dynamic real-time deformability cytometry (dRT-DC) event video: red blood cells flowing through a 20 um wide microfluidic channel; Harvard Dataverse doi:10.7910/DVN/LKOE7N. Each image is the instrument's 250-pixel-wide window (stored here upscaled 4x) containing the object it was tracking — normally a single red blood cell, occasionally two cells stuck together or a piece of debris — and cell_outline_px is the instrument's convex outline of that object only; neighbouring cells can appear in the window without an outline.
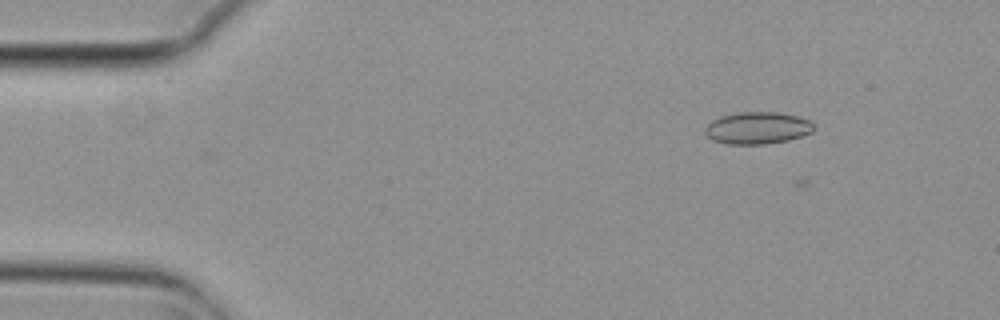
{"species": "common noctule bat (a hibernating species)", "species_latin": "Nyctalus noctula", "temperature_condition": "cold", "stored_images_in_passage": 5, "camera_frame_rate_fps": 3000, "um_per_image_px": 0.085, "animal": {"sex": "female", "body_mass_g": 29.2, "forearm_length_mm": 56.3}, "frame": {"image": 1, "passage_image": 2, "time_ms": 0.333, "image_size_px": [1000, 320], "cell_outline_px": [[816, 128], [812, 132], [788, 140], [764, 144], [728, 144], [712, 140], [704, 132], [704, 128], [712, 120], [720, 116], [736, 112], [780, 112], [812, 120], [816, 124]], "centroid_in_image_um": [64.41, 10.87], "position_along_channel_um": 20.6, "area_um2": 20.58}}